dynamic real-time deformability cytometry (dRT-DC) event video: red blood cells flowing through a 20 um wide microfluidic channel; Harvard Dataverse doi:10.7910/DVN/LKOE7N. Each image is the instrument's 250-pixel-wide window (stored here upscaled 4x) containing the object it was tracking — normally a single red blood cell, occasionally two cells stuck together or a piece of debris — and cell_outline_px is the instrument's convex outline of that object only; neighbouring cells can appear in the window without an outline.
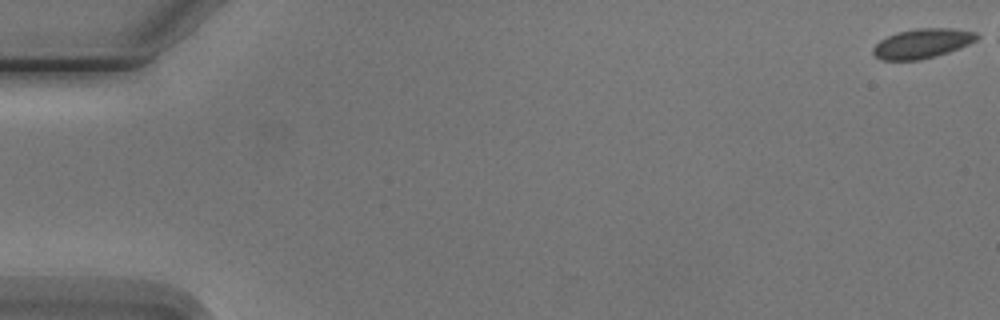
{"species": "Egyptian fruit bat (a non-hibernating species)", "species_latin": "Rousettus aegyptiacus", "temperature_condition": "cold", "stored_images_in_passage": 7, "camera_frame_rate_fps": 3000, "um_per_image_px": 0.085, "animal": {"sex": "male"}, "frame": {"image": 1, "passage_image": 1, "time_ms": 0.0, "image_size_px": [1000, 320], "cell_outline_px": [[980, 36], [976, 40], [960, 48], [936, 56], [920, 60], [880, 60], [872, 52], [872, 48], [880, 40], [896, 32], [916, 28], [952, 28], [976, 32]], "centroid_in_image_um": [78.39, 3.69], "position_along_channel_um": 6.6, "area_um2": 17.98}}
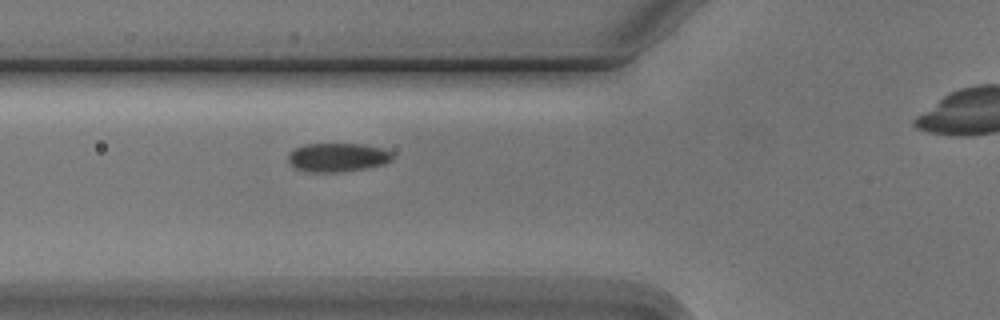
{"frame": {"image": 2, "passage_image": 6, "time_ms": 6.667, "image_size_px": [1000, 320], "cell_outline_px": [[392, 160], [384, 164], [368, 168], [340, 172], [308, 172], [296, 168], [288, 160], [288, 152], [304, 144], [364, 144], [384, 148], [392, 152]], "centroid_in_image_um": [28.72, 13.37], "position_along_channel_um": 97.1, "area_um2": 17.63}}